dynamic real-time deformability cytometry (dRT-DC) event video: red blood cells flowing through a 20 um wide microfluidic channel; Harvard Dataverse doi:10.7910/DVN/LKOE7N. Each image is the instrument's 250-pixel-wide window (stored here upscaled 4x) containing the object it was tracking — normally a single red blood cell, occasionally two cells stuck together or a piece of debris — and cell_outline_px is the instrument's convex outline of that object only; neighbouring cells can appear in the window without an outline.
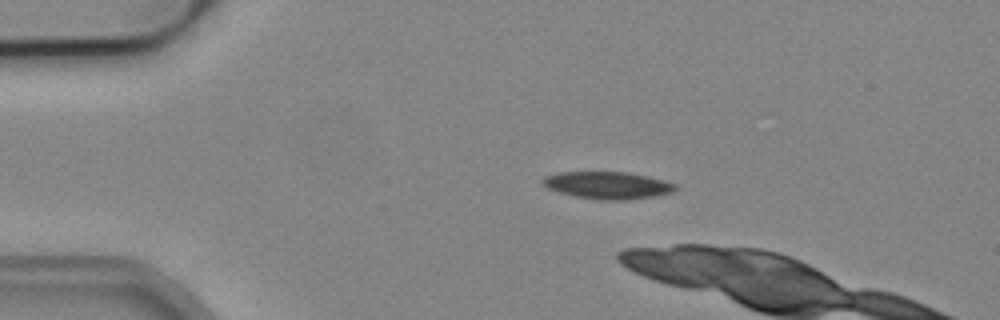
{"species": "common noctule bat (a hibernating species)", "species_latin": "Nyctalus noctula", "temperature_condition": "cold", "stored_images_in_passage": 4, "camera_frame_rate_fps": 3000, "um_per_image_px": 0.085, "animal": {"sex": "male", "body_mass_g": 19.2, "forearm_length_mm": 51.8}, "frame": {"image": 1, "passage_image": 2, "time_ms": 0.333, "image_size_px": [1000, 320], "cell_outline_px": [[680, 188], [672, 192], [652, 196], [628, 200], [596, 200], [576, 196], [560, 192], [548, 188], [540, 184], [540, 180], [544, 176], [556, 172], [628, 172], [664, 180], [676, 184]], "centroid_in_image_um": [51.62, 15.74], "position_along_channel_um": 33.4, "area_um2": 21.21}}